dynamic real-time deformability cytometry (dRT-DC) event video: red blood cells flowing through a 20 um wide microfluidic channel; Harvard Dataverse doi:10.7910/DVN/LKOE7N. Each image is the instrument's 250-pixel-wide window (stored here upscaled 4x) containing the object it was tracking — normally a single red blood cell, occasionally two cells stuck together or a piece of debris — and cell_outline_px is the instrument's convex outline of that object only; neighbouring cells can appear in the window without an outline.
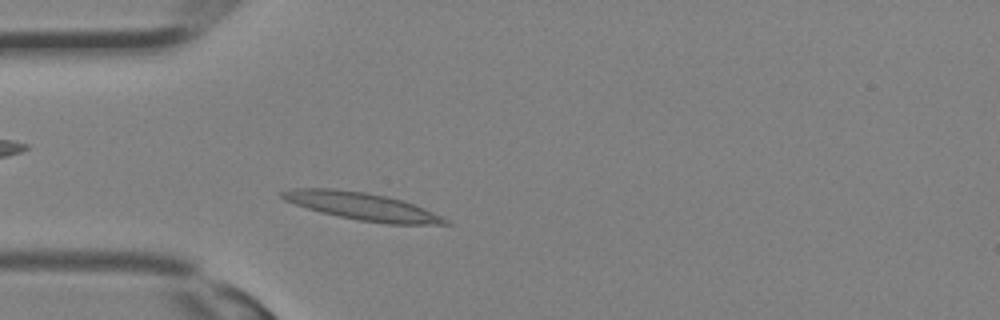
{"species": "Egyptian fruit bat (a non-hibernating species)", "species_latin": "Rousettus aegyptiacus", "temperature_condition": "room temperature", "stored_images_in_passage": 27, "camera_frame_rate_fps": 3000, "um_per_image_px": 0.085, "animal": {"sex": "female"}, "frame": {"image": 1, "passage_image": 4, "time_ms": 1.0, "image_size_px": [1000, 320], "cell_outline_px": [[452, 224], [388, 224], [360, 220], [320, 212], [284, 200], [280, 196], [280, 192], [292, 188], [332, 188], [364, 192], [388, 196], [404, 200], [424, 208], [452, 220]], "centroid_in_image_um": [30.83, 17.53], "position_along_channel_um": 54.2, "area_um2": 26.18}}
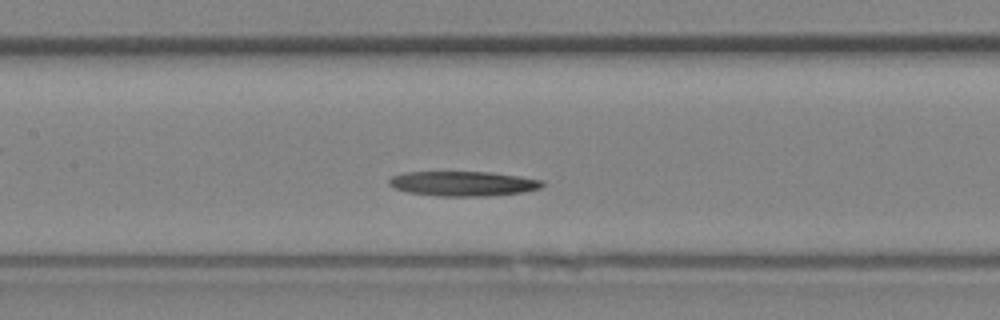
{"frame": {"image": 2, "passage_image": 10, "time_ms": 3.0, "image_size_px": [1000, 320], "cell_outline_px": [[544, 184], [540, 188], [524, 192], [488, 196], [440, 196], [408, 192], [396, 188], [388, 184], [388, 180], [392, 176], [400, 172], [492, 172], [520, 176], [544, 180]], "centroid_in_image_um": [39.38, 15.6], "position_along_channel_um": 168.0, "area_um2": 22.25}}
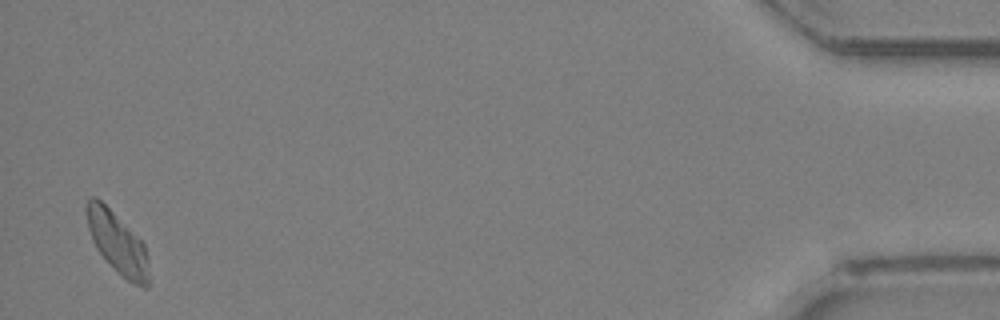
{"frame": {"image": 3, "passage_image": 27, "time_ms": 8.667, "image_size_px": [1000, 320], "cell_outline_px": [[148, 288], [144, 288], [132, 284], [96, 248], [92, 240], [88, 228], [84, 208], [84, 204], [88, 196], [96, 196], [144, 244], [148, 260]], "centroid_in_image_um": [9.94, 20.6], "position_along_channel_um": 425.3, "area_um2": 21.73}}